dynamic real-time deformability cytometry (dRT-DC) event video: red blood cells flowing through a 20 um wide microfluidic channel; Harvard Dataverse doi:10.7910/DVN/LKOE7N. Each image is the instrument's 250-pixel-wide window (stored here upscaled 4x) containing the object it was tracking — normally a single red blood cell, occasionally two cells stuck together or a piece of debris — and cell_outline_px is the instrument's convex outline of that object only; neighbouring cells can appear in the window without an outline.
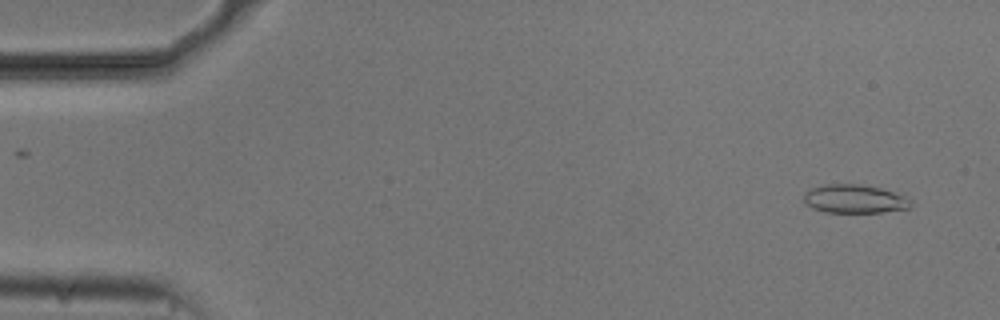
{"species": "common noctule bat (a hibernating species)", "species_latin": "Nyctalus noctula", "temperature_condition": "cold", "stored_images_in_passage": 52, "camera_frame_rate_fps": 3000, "um_per_image_px": 0.085, "animal": {"sex": "male", "body_mass_g": 20.5, "forearm_length_mm": 52.5}, "frame": {"image": 1, "passage_image": 1, "time_ms": 0.0, "image_size_px": [1000, 320], "cell_outline_px": [[912, 204], [908, 208], [884, 212], [824, 212], [812, 208], [804, 200], [804, 192], [812, 188], [824, 184], [860, 184], [880, 188], [908, 196], [912, 200]], "centroid_in_image_um": [72.67, 16.9], "position_along_channel_um": 12.3, "area_um2": 17.86}}
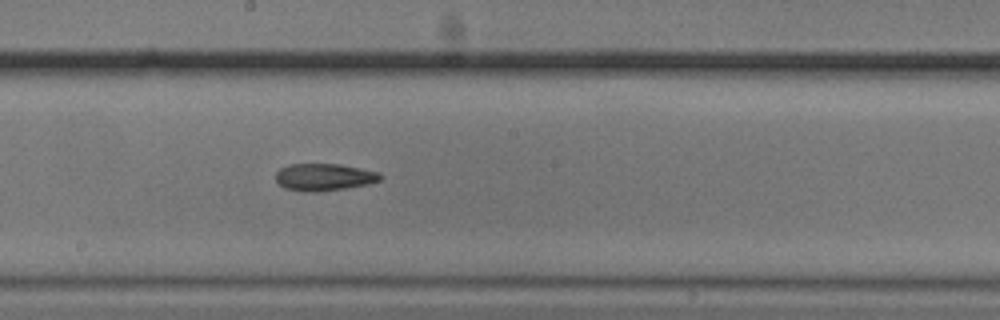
{"frame": {"image": 2, "passage_image": 27, "time_ms": 8.667, "image_size_px": [1000, 320], "cell_outline_px": [[384, 176], [380, 180], [368, 184], [344, 188], [316, 192], [308, 192], [288, 188], [280, 184], [276, 180], [276, 172], [280, 168], [288, 164], [340, 164], [380, 172]], "centroid_in_image_um": [27.58, 15.04], "position_along_channel_um": 220.6, "area_um2": 16.47}}
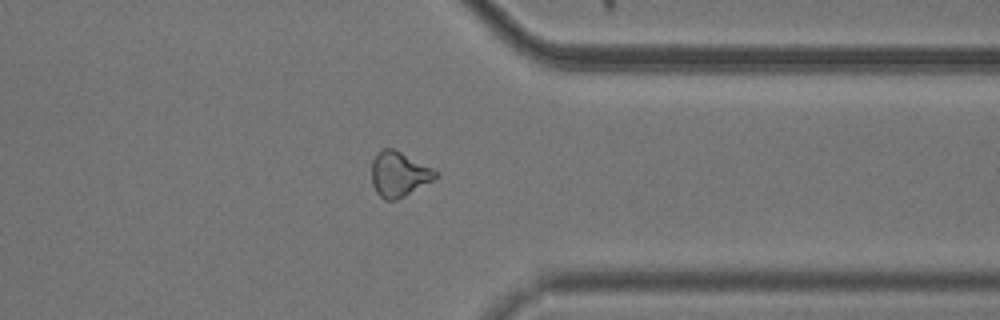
{"frame": {"image": 3, "passage_image": 40, "time_ms": 13.0, "image_size_px": [1000, 320], "cell_outline_px": [[440, 176], [404, 196], [396, 200], [384, 200], [376, 192], [372, 184], [372, 160], [384, 148], [392, 148], [436, 168], [440, 172]], "centroid_in_image_um": [33.96, 14.8], "position_along_channel_um": 377.4, "area_um2": 16.88}, "authors_computed_cell_mechanics": {"area_um2": 17.1088, "velocity_mm_per_s": 3.7385, "shape_relaxation_time_tau1_ms": 5.5494, "shape_relaxation_time_tau2_ms": 7.7909, "deformation_change_tau1": 0.1135, "deformation_change_tau2": 0.1712}}